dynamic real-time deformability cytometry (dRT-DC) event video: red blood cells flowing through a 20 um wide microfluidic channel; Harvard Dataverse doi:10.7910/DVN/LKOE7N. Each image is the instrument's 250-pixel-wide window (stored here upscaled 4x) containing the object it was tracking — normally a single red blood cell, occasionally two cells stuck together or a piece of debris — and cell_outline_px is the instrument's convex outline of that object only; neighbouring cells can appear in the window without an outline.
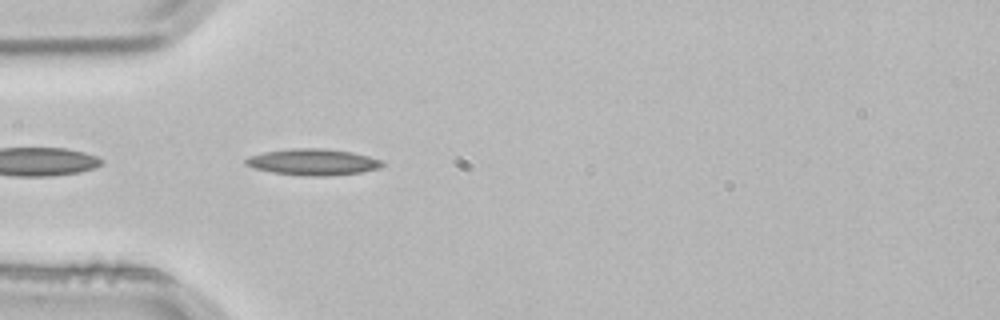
{"species": "common noctule bat (a hibernating species)", "species_latin": "Nyctalus noctula", "temperature_condition": "room temperature", "stored_images_in_passage": 2, "camera_frame_rate_fps": 3000, "um_per_image_px": 0.085, "animal": {"sex": "male", "body_mass_g": 21.5, "forearm_length_mm": 52.0}, "frame": {"image": 1, "passage_image": 2, "time_ms": 0.333, "image_size_px": [1000, 320], "cell_outline_px": [[384, 164], [380, 168], [360, 172], [328, 176], [304, 176], [272, 172], [256, 168], [244, 164], [244, 160], [248, 156], [264, 152], [292, 148], [324, 148], [352, 152], [384, 160]], "centroid_in_image_um": [26.61, 13.77], "position_along_channel_um": 58.4, "area_um2": 21.04}}